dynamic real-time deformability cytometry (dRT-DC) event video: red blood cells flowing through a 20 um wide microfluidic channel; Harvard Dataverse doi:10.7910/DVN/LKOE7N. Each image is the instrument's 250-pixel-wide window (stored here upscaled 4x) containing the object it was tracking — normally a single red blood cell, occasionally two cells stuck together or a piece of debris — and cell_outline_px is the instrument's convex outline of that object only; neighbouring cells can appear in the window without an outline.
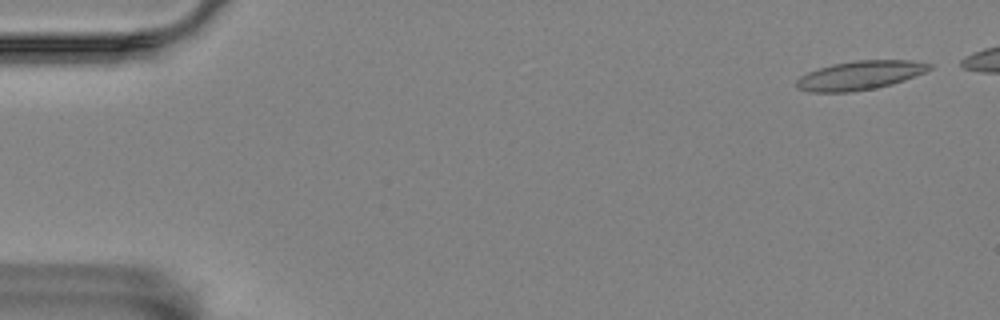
{"species": "Egyptian fruit bat (a non-hibernating species)", "species_latin": "Rousettus aegyptiacus", "temperature_condition": "room temperature", "stored_images_in_passage": 52, "camera_frame_rate_fps": 3000, "um_per_image_px": 0.085, "animal": {"sex": "female"}, "frame": {"image": 1, "passage_image": 3, "time_ms": 0.667, "image_size_px": [1000, 320], "cell_outline_px": [[932, 68], [924, 72], [904, 80], [892, 84], [876, 88], [852, 92], [812, 92], [796, 88], [796, 80], [800, 76], [808, 72], [832, 64], [856, 60], [912, 60], [932, 64]], "centroid_in_image_um": [73.09, 6.4], "position_along_channel_um": 11.9, "area_um2": 22.37}}
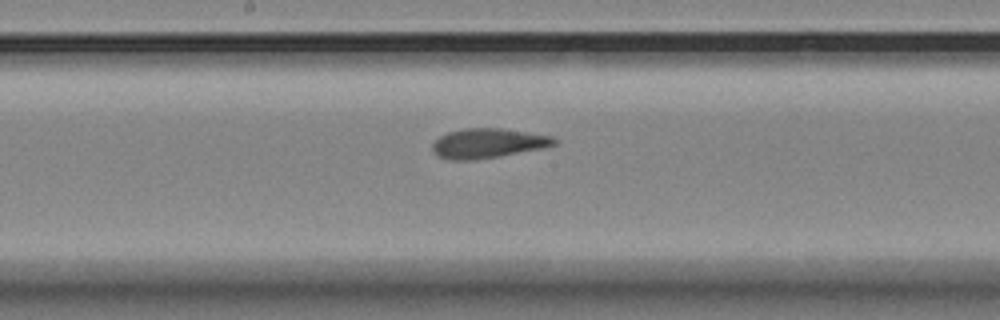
{"frame": {"image": 2, "passage_image": 30, "time_ms": 9.667, "image_size_px": [1000, 320], "cell_outline_px": [[556, 144], [544, 148], [500, 156], [476, 160], [448, 160], [436, 156], [432, 152], [432, 144], [440, 136], [448, 132], [464, 128], [500, 128], [528, 132], [552, 136], [556, 140]], "centroid_in_image_um": [41.44, 12.19], "position_along_channel_um": 206.8, "area_um2": 21.21}}
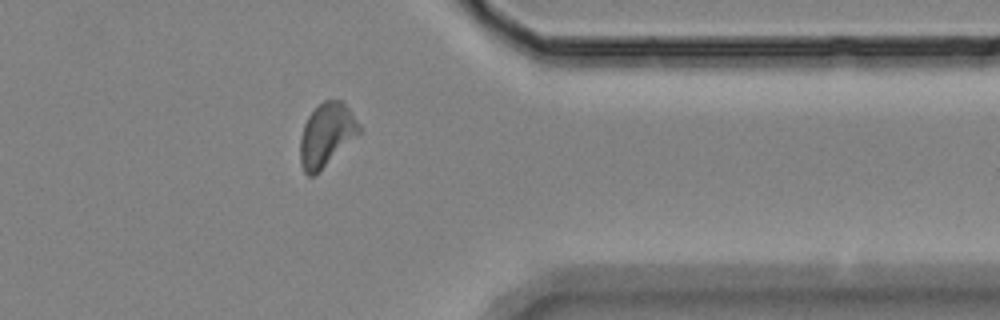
{"frame": {"image": 3, "passage_image": 46, "time_ms": 15.0, "image_size_px": [1000, 320], "cell_outline_px": [[360, 132], [320, 172], [312, 176], [308, 176], [304, 172], [300, 164], [300, 136], [304, 124], [308, 116], [324, 100], [340, 100], [348, 108], [356, 120], [360, 128]], "centroid_in_image_um": [27.71, 11.5], "position_along_channel_um": 383.7, "area_um2": 21.5}, "authors_computed_cell_mechanics": {"area_um2": 21.5594, "velocity_mm_per_s": 3.5061, "shape_relaxation_time_tau1_ms": 6.0715, "shape_relaxation_time_tau2_ms": 1.7393, "deformation_change_tau1": 0.1685, "deformation_change_tau2": 0.0898}}